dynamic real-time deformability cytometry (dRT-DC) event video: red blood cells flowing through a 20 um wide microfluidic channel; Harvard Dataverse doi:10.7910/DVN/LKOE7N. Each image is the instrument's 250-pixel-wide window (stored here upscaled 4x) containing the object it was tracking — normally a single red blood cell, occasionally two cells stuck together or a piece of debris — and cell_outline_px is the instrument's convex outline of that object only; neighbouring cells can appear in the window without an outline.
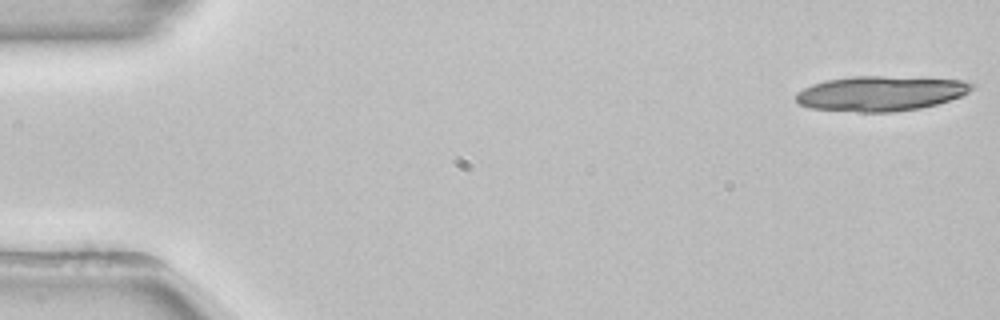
{"species": "common noctule bat (a hibernating species)", "species_latin": "Nyctalus noctula", "temperature_condition": "room temperature", "stored_images_in_passage": 18, "camera_frame_rate_fps": 3000, "um_per_image_px": 0.085, "animal": {"sex": "female", "body_mass_g": 22.7, "forearm_length_mm": 54.2}, "frame": {"image": 1, "passage_image": 1, "time_ms": 0.0, "image_size_px": [1000, 320], "cell_outline_px": [[976, 84], [968, 92], [960, 96], [936, 104], [920, 108], [892, 112], [860, 112], [812, 108], [800, 104], [796, 100], [796, 92], [812, 84], [828, 80], [852, 76], [884, 76], [960, 80]], "centroid_in_image_um": [74.84, 7.94], "position_along_channel_um": 10.2, "area_um2": 35.49}}